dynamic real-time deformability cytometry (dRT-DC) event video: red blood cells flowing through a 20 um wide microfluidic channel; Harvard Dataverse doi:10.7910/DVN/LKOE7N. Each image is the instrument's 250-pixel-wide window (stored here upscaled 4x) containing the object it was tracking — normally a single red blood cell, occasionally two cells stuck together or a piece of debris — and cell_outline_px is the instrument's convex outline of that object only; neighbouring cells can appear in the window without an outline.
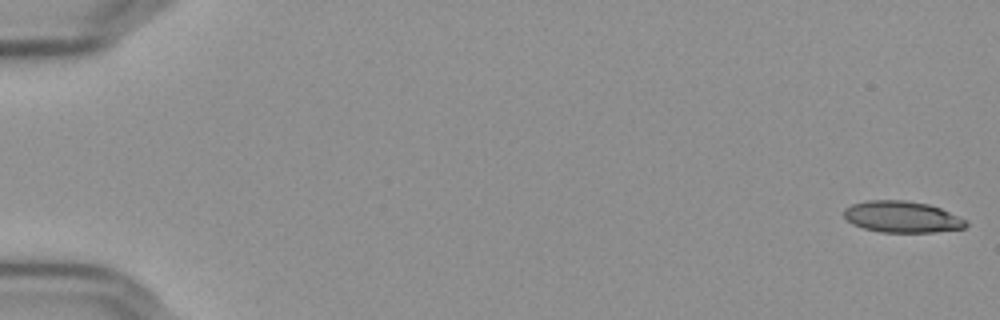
{"species": "Egyptian fruit bat (a non-hibernating species)", "species_latin": "Rousettus aegyptiacus", "temperature_condition": "cold", "stored_images_in_passage": 56, "camera_frame_rate_fps": 3000, "um_per_image_px": 0.085, "frame": {"image": 1, "passage_image": 1, "time_ms": 0.0, "image_size_px": [1000, 320], "cell_outline_px": [[968, 224], [964, 228], [936, 232], [880, 232], [864, 228], [852, 224], [844, 216], [844, 208], [852, 204], [864, 200], [908, 200], [928, 204], [940, 208], [968, 220]], "centroid_in_image_um": [76.68, 18.42], "position_along_channel_um": 8.3, "area_um2": 22.48}}
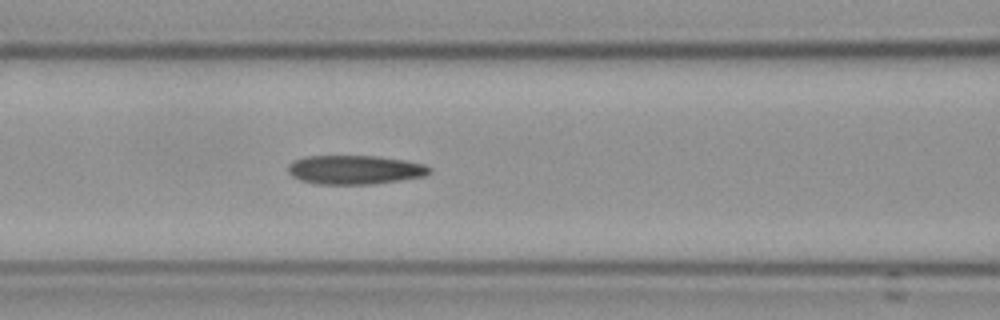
{"frame": {"image": 2, "passage_image": 25, "time_ms": 8.0, "image_size_px": [1000, 320], "cell_outline_px": [[432, 172], [424, 176], [400, 180], [372, 184], [316, 184], [300, 180], [292, 176], [288, 172], [288, 164], [292, 160], [304, 156], [376, 156], [404, 160], [424, 164], [432, 168]], "centroid_in_image_um": [30.14, 14.42], "position_along_channel_um": 136.5, "area_um2": 24.04}}
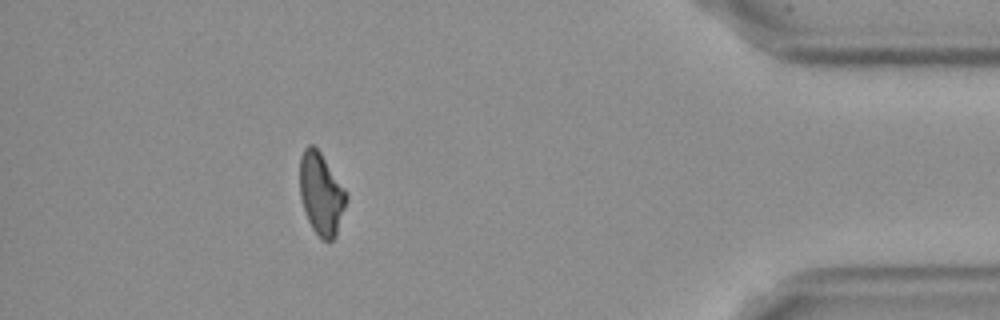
{"frame": {"image": 3, "passage_image": 51, "time_ms": 16.667, "image_size_px": [1000, 320], "cell_outline_px": [[348, 196], [336, 236], [332, 240], [320, 240], [312, 228], [308, 220], [300, 196], [300, 156], [304, 148], [308, 144], [312, 144], [320, 152], [344, 188]], "centroid_in_image_um": [27.29, 16.48], "position_along_channel_um": 407.9, "area_um2": 22.08}}